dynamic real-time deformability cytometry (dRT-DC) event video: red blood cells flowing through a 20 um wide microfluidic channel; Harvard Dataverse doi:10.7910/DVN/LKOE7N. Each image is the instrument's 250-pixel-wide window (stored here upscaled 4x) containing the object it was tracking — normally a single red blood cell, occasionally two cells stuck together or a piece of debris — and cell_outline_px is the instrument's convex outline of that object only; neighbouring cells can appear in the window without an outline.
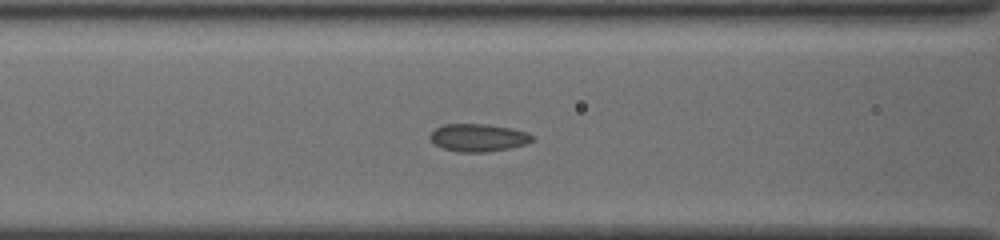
{"species": "common noctule bat (a hibernating species)", "species_latin": "Nyctalus noctula", "temperature_condition": "cold", "stored_images_in_passage": 49, "camera_frame_rate_fps": 3000, "um_per_image_px": 0.085, "animal": {"sex": "female", "body_mass_g": 19.5, "forearm_length_mm": 54.1}, "frame": {"image": 1, "passage_image": 18, "time_ms": 5.667, "image_size_px": [1000, 240], "cell_outline_px": [[532, 140], [528, 144], [512, 148], [488, 152], [456, 152], [444, 148], [436, 144], [428, 136], [436, 128], [444, 124], [484, 124], [508, 128], [524, 132], [532, 136]], "centroid_in_image_um": [40.64, 11.72], "position_along_channel_um": 126.0, "area_um2": 16.3}}
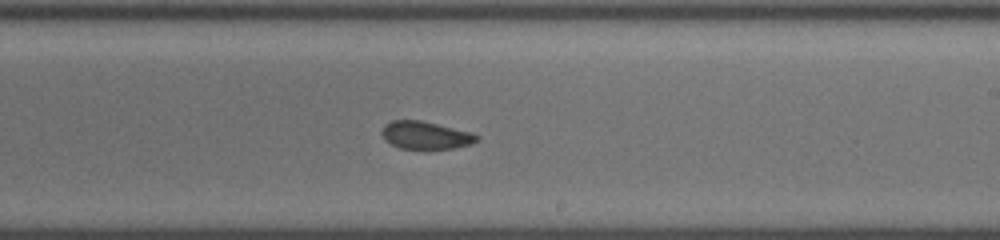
{"frame": {"image": 2, "passage_image": 28, "time_ms": 9.0, "image_size_px": [1000, 240], "cell_outline_px": [[480, 140], [472, 144], [456, 148], [424, 152], [400, 148], [384, 140], [380, 132], [392, 120], [420, 120], [468, 132], [480, 136]], "centroid_in_image_um": [36.19, 11.56], "position_along_channel_um": 252.8, "area_um2": 15.84}}
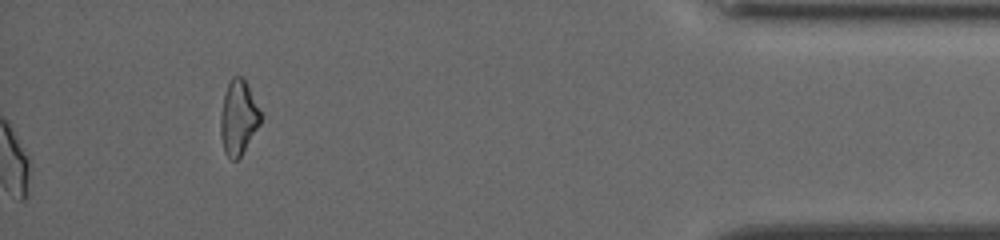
{"frame": {"image": 3, "passage_image": 49, "time_ms": 16.0, "image_size_px": [1000, 240], "cell_outline_px": [[260, 124], [240, 156], [236, 160], [232, 160], [224, 152], [220, 136], [220, 116], [224, 96], [228, 84], [232, 76], [240, 76], [244, 80], [260, 112]], "centroid_in_image_um": [20.22, 10.03], "position_along_channel_um": 415.0, "area_um2": 16.88}, "authors_computed_cell_mechanics": {"area_um2": 16.4152, "velocity_mm_per_s": 3.8098, "shape_relaxation_time_tau1_ms": null, "shape_relaxation_time_tau2_ms": 2.4272, "deformation_change_tau1": null, "deformation_change_tau2": 0.0683}}